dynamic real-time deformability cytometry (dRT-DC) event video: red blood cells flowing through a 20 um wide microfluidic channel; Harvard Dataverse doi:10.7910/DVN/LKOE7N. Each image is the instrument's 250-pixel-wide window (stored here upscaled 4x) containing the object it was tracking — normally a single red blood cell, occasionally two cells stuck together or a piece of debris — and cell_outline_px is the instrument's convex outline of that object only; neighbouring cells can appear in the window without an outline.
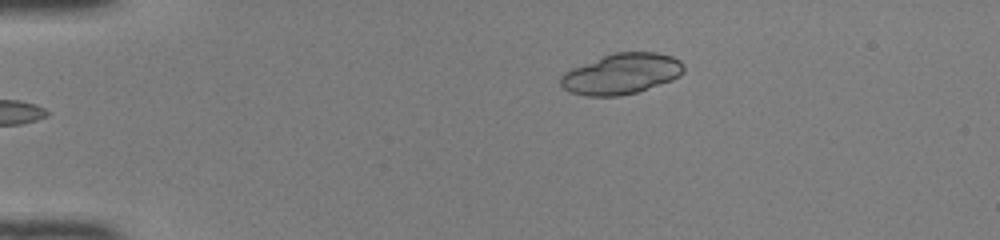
{"species": "common noctule bat (a hibernating species)", "species_latin": "Nyctalus noctula", "temperature_condition": "room temperature", "stored_images_in_passage": 40, "camera_frame_rate_fps": 3000, "um_per_image_px": 0.085, "animal": {"sex": "female", "body_mass_g": 22.0, "forearm_length_mm": 56.7}, "frame": {"image": 1, "passage_image": 1, "time_ms": 0.0, "image_size_px": [1000, 240], "cell_outline_px": [[684, 72], [680, 76], [672, 80], [636, 92], [620, 96], [584, 96], [568, 92], [560, 84], [560, 76], [564, 72], [572, 68], [612, 52], [656, 52], [672, 56], [680, 60], [684, 64]], "centroid_in_image_um": [52.82, 6.27], "position_along_channel_um": 32.2, "area_um2": 29.36}}